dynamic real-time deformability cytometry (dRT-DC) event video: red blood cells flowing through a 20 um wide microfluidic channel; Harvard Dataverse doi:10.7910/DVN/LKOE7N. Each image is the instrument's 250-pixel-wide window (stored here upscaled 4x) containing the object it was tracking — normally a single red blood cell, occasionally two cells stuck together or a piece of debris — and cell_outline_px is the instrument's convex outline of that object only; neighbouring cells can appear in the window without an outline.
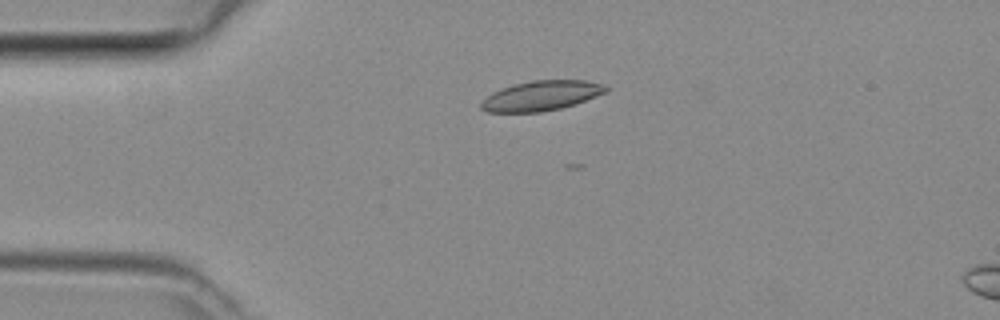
{"species": "common noctule bat (a hibernating species)", "species_latin": "Nyctalus noctula", "temperature_condition": "room temperature", "stored_images_in_passage": 3, "camera_frame_rate_fps": 3000, "um_per_image_px": 0.085, "animal": {"sex": "female", "body_mass_g": 29.2, "forearm_length_mm": 56.3}, "frame": {"image": 1, "passage_image": 1, "time_ms": 0.0, "image_size_px": [1000, 320], "cell_outline_px": [[608, 92], [560, 108], [540, 112], [488, 112], [480, 108], [480, 104], [492, 92], [500, 88], [532, 80], [588, 80], [600, 84], [608, 88]], "centroid_in_image_um": [45.99, 8.13], "position_along_channel_um": 39.0, "area_um2": 21.44}}